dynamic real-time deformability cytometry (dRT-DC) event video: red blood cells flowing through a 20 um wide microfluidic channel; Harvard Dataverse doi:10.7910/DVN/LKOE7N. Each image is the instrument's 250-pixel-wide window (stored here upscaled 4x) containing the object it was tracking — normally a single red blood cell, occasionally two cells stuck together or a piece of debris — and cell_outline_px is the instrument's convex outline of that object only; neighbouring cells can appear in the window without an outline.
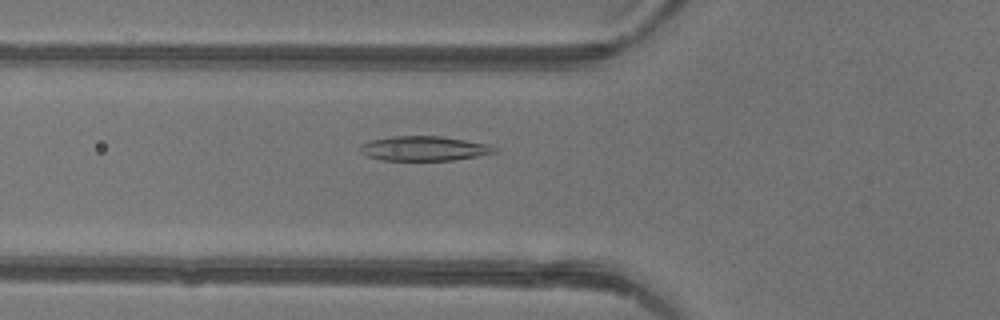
{"species": "common noctule bat (a hibernating species)", "species_latin": "Nyctalus noctula", "temperature_condition": "warm", "stored_images_in_passage": 34, "camera_frame_rate_fps": 3000, "um_per_image_px": 0.085, "animal": {"sex": "female"}, "frame": {"image": 1, "passage_image": 4, "time_ms": 1.0, "image_size_px": [1000, 320], "cell_outline_px": [[496, 152], [476, 156], [452, 160], [380, 160], [368, 156], [360, 152], [360, 144], [372, 140], [392, 136], [440, 136], [488, 144], [496, 148]], "centroid_in_image_um": [36.0, 12.62], "position_along_channel_um": 89.8, "area_um2": 19.07}}
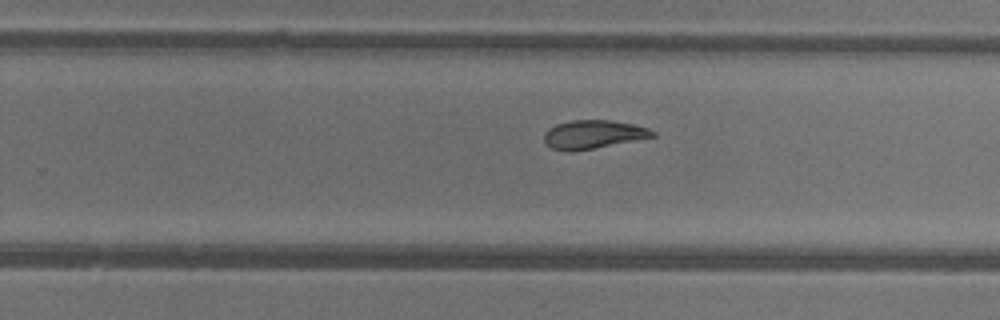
{"frame": {"image": 2, "passage_image": 17, "time_ms": 5.333, "image_size_px": [1000, 320], "cell_outline_px": [[656, 136], [572, 152], [568, 152], [552, 148], [544, 144], [544, 132], [548, 128], [556, 124], [572, 120], [608, 120], [636, 124], [648, 128], [656, 132]], "centroid_in_image_um": [50.39, 11.42], "position_along_channel_um": 279.4, "area_um2": 18.09}}
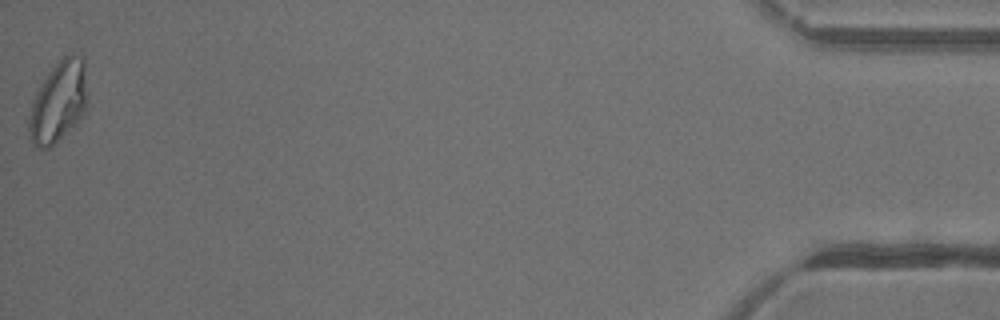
{"frame": {"image": 3, "passage_image": 34, "time_ms": 11.0, "image_size_px": [1000, 320], "cell_outline_px": [[88, 92], [84, 112], [48, 148], [36, 148], [32, 144], [28, 128], [28, 120], [32, 104], [36, 92], [48, 72], [64, 56], [72, 52], [80, 56], [84, 60]], "centroid_in_image_um": [4.96, 8.59], "position_along_channel_um": 430.2, "area_um2": 27.05}, "authors_computed_cell_mechanics": {"area_um2": 19.1318, "velocity_mm_per_s": 4.3697, "shape_relaxation_time_tau1_ms": 6.1069, "shape_relaxation_time_tau2_ms": 2.6711, "deformation_change_tau1": 0.1827, "deformation_change_tau2": 0.0863}}